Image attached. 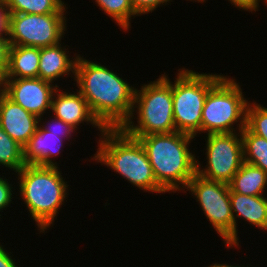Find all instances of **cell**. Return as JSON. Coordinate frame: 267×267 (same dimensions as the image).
I'll return each instance as SVG.
<instances>
[{
  "label": "cell",
  "mask_w": 267,
  "mask_h": 267,
  "mask_svg": "<svg viewBox=\"0 0 267 267\" xmlns=\"http://www.w3.org/2000/svg\"><path fill=\"white\" fill-rule=\"evenodd\" d=\"M96 6L115 21L124 32L131 28V19L140 16L133 8L131 0H93ZM133 17V18H132Z\"/></svg>",
  "instance_id": "44dd1931"
},
{
  "label": "cell",
  "mask_w": 267,
  "mask_h": 267,
  "mask_svg": "<svg viewBox=\"0 0 267 267\" xmlns=\"http://www.w3.org/2000/svg\"><path fill=\"white\" fill-rule=\"evenodd\" d=\"M52 117V118H51ZM51 117L46 120L43 116L39 117V125L46 131L55 133V134H74L77 133L76 129L72 127L70 124L65 123L61 119H58L56 117H53L51 114Z\"/></svg>",
  "instance_id": "cb8c5ba5"
},
{
  "label": "cell",
  "mask_w": 267,
  "mask_h": 267,
  "mask_svg": "<svg viewBox=\"0 0 267 267\" xmlns=\"http://www.w3.org/2000/svg\"><path fill=\"white\" fill-rule=\"evenodd\" d=\"M58 166L25 165L15 177L22 203L36 223L38 234L47 233L55 223L69 195L68 181ZM24 201V202H23ZM40 230V231H39Z\"/></svg>",
  "instance_id": "277c9868"
},
{
  "label": "cell",
  "mask_w": 267,
  "mask_h": 267,
  "mask_svg": "<svg viewBox=\"0 0 267 267\" xmlns=\"http://www.w3.org/2000/svg\"><path fill=\"white\" fill-rule=\"evenodd\" d=\"M206 267H249V266H244L243 264L242 265H236V263H235V265H233V264H230V265H228V263H213V264H210V265H208V266H206Z\"/></svg>",
  "instance_id": "4dcf8cb0"
},
{
  "label": "cell",
  "mask_w": 267,
  "mask_h": 267,
  "mask_svg": "<svg viewBox=\"0 0 267 267\" xmlns=\"http://www.w3.org/2000/svg\"><path fill=\"white\" fill-rule=\"evenodd\" d=\"M25 165L23 147L0 127V167L14 171L12 174H15Z\"/></svg>",
  "instance_id": "7402d4cb"
},
{
  "label": "cell",
  "mask_w": 267,
  "mask_h": 267,
  "mask_svg": "<svg viewBox=\"0 0 267 267\" xmlns=\"http://www.w3.org/2000/svg\"><path fill=\"white\" fill-rule=\"evenodd\" d=\"M173 0H131L134 10L140 15H148L158 7L166 6Z\"/></svg>",
  "instance_id": "484cf974"
},
{
  "label": "cell",
  "mask_w": 267,
  "mask_h": 267,
  "mask_svg": "<svg viewBox=\"0 0 267 267\" xmlns=\"http://www.w3.org/2000/svg\"><path fill=\"white\" fill-rule=\"evenodd\" d=\"M80 55L73 79L93 115L105 128H121L129 119L134 103L135 86L120 74Z\"/></svg>",
  "instance_id": "6da1fadb"
},
{
  "label": "cell",
  "mask_w": 267,
  "mask_h": 267,
  "mask_svg": "<svg viewBox=\"0 0 267 267\" xmlns=\"http://www.w3.org/2000/svg\"><path fill=\"white\" fill-rule=\"evenodd\" d=\"M99 137L97 151L91 158L93 162L104 164L143 192L166 193L156 182L146 152L137 138L121 128H106Z\"/></svg>",
  "instance_id": "3957f363"
},
{
  "label": "cell",
  "mask_w": 267,
  "mask_h": 267,
  "mask_svg": "<svg viewBox=\"0 0 267 267\" xmlns=\"http://www.w3.org/2000/svg\"><path fill=\"white\" fill-rule=\"evenodd\" d=\"M5 246L0 243V267H20L15 262V257L12 258L14 256L12 252H8L9 249L7 250Z\"/></svg>",
  "instance_id": "f546056e"
},
{
  "label": "cell",
  "mask_w": 267,
  "mask_h": 267,
  "mask_svg": "<svg viewBox=\"0 0 267 267\" xmlns=\"http://www.w3.org/2000/svg\"><path fill=\"white\" fill-rule=\"evenodd\" d=\"M60 85L37 78H6L3 92L26 111L44 117L51 111L54 92ZM49 111V112H47Z\"/></svg>",
  "instance_id": "8fae6325"
},
{
  "label": "cell",
  "mask_w": 267,
  "mask_h": 267,
  "mask_svg": "<svg viewBox=\"0 0 267 267\" xmlns=\"http://www.w3.org/2000/svg\"><path fill=\"white\" fill-rule=\"evenodd\" d=\"M187 189V190H186ZM183 193L193 195L206 219L224 241L227 249L235 248V225L230 203V188L226 183L195 174ZM233 247V248H232Z\"/></svg>",
  "instance_id": "ba28073f"
},
{
  "label": "cell",
  "mask_w": 267,
  "mask_h": 267,
  "mask_svg": "<svg viewBox=\"0 0 267 267\" xmlns=\"http://www.w3.org/2000/svg\"><path fill=\"white\" fill-rule=\"evenodd\" d=\"M132 137L143 146L156 182L170 194L185 191L196 174L198 157L189 147L195 137L178 131Z\"/></svg>",
  "instance_id": "7a4b0ae2"
},
{
  "label": "cell",
  "mask_w": 267,
  "mask_h": 267,
  "mask_svg": "<svg viewBox=\"0 0 267 267\" xmlns=\"http://www.w3.org/2000/svg\"><path fill=\"white\" fill-rule=\"evenodd\" d=\"M263 0H228L229 3L232 4V6L236 7L237 10H243L249 13H256V11H259L260 2Z\"/></svg>",
  "instance_id": "83f0119b"
},
{
  "label": "cell",
  "mask_w": 267,
  "mask_h": 267,
  "mask_svg": "<svg viewBox=\"0 0 267 267\" xmlns=\"http://www.w3.org/2000/svg\"><path fill=\"white\" fill-rule=\"evenodd\" d=\"M246 127L254 134L267 140V107L249 100L246 109Z\"/></svg>",
  "instance_id": "603a6c76"
},
{
  "label": "cell",
  "mask_w": 267,
  "mask_h": 267,
  "mask_svg": "<svg viewBox=\"0 0 267 267\" xmlns=\"http://www.w3.org/2000/svg\"><path fill=\"white\" fill-rule=\"evenodd\" d=\"M205 145L207 164L204 167L197 159L196 173L203 178L229 184L244 163L241 133L208 134Z\"/></svg>",
  "instance_id": "30bf717a"
},
{
  "label": "cell",
  "mask_w": 267,
  "mask_h": 267,
  "mask_svg": "<svg viewBox=\"0 0 267 267\" xmlns=\"http://www.w3.org/2000/svg\"><path fill=\"white\" fill-rule=\"evenodd\" d=\"M228 185L230 192L264 196L267 188V173L259 167L244 162Z\"/></svg>",
  "instance_id": "ac0fdd59"
},
{
  "label": "cell",
  "mask_w": 267,
  "mask_h": 267,
  "mask_svg": "<svg viewBox=\"0 0 267 267\" xmlns=\"http://www.w3.org/2000/svg\"><path fill=\"white\" fill-rule=\"evenodd\" d=\"M244 162L261 168L267 173V140L252 133L247 127L241 132Z\"/></svg>",
  "instance_id": "ffe728a7"
},
{
  "label": "cell",
  "mask_w": 267,
  "mask_h": 267,
  "mask_svg": "<svg viewBox=\"0 0 267 267\" xmlns=\"http://www.w3.org/2000/svg\"><path fill=\"white\" fill-rule=\"evenodd\" d=\"M66 14L68 13L45 15L10 13L8 29L10 45L42 48L62 42L68 29Z\"/></svg>",
  "instance_id": "9c48e42d"
},
{
  "label": "cell",
  "mask_w": 267,
  "mask_h": 267,
  "mask_svg": "<svg viewBox=\"0 0 267 267\" xmlns=\"http://www.w3.org/2000/svg\"><path fill=\"white\" fill-rule=\"evenodd\" d=\"M140 86L135 88L131 115L121 129L130 136L176 132L172 81L168 75L164 72L156 80Z\"/></svg>",
  "instance_id": "5b68a950"
},
{
  "label": "cell",
  "mask_w": 267,
  "mask_h": 267,
  "mask_svg": "<svg viewBox=\"0 0 267 267\" xmlns=\"http://www.w3.org/2000/svg\"><path fill=\"white\" fill-rule=\"evenodd\" d=\"M9 13L50 14L68 13L64 0H4Z\"/></svg>",
  "instance_id": "d6986e66"
},
{
  "label": "cell",
  "mask_w": 267,
  "mask_h": 267,
  "mask_svg": "<svg viewBox=\"0 0 267 267\" xmlns=\"http://www.w3.org/2000/svg\"><path fill=\"white\" fill-rule=\"evenodd\" d=\"M249 196L230 192V203L235 225V247L240 248L238 220L244 219L249 225L267 231V196ZM238 218V220H237ZM240 218V219H239ZM239 246V247H238Z\"/></svg>",
  "instance_id": "2e32d148"
},
{
  "label": "cell",
  "mask_w": 267,
  "mask_h": 267,
  "mask_svg": "<svg viewBox=\"0 0 267 267\" xmlns=\"http://www.w3.org/2000/svg\"><path fill=\"white\" fill-rule=\"evenodd\" d=\"M2 92H3V88H2V86H0V95Z\"/></svg>",
  "instance_id": "836d02e7"
},
{
  "label": "cell",
  "mask_w": 267,
  "mask_h": 267,
  "mask_svg": "<svg viewBox=\"0 0 267 267\" xmlns=\"http://www.w3.org/2000/svg\"><path fill=\"white\" fill-rule=\"evenodd\" d=\"M73 134H55L44 130L40 125L30 140L23 146L26 165L59 166L55 159L61 154L64 142L72 141ZM61 150V151H60ZM54 157V158H53Z\"/></svg>",
  "instance_id": "5bb4252c"
},
{
  "label": "cell",
  "mask_w": 267,
  "mask_h": 267,
  "mask_svg": "<svg viewBox=\"0 0 267 267\" xmlns=\"http://www.w3.org/2000/svg\"><path fill=\"white\" fill-rule=\"evenodd\" d=\"M172 82L173 119L176 131L197 137L201 134L202 110L210 88L224 75L182 67Z\"/></svg>",
  "instance_id": "52a82bcc"
},
{
  "label": "cell",
  "mask_w": 267,
  "mask_h": 267,
  "mask_svg": "<svg viewBox=\"0 0 267 267\" xmlns=\"http://www.w3.org/2000/svg\"><path fill=\"white\" fill-rule=\"evenodd\" d=\"M40 48L10 45L6 78H37Z\"/></svg>",
  "instance_id": "e0dca14e"
},
{
  "label": "cell",
  "mask_w": 267,
  "mask_h": 267,
  "mask_svg": "<svg viewBox=\"0 0 267 267\" xmlns=\"http://www.w3.org/2000/svg\"><path fill=\"white\" fill-rule=\"evenodd\" d=\"M264 4V6H266L267 7V0H264L263 2H261V4Z\"/></svg>",
  "instance_id": "d6a6232c"
},
{
  "label": "cell",
  "mask_w": 267,
  "mask_h": 267,
  "mask_svg": "<svg viewBox=\"0 0 267 267\" xmlns=\"http://www.w3.org/2000/svg\"><path fill=\"white\" fill-rule=\"evenodd\" d=\"M225 74L210 88L202 110L201 134L241 132L246 127L245 98L242 86ZM234 124H236L234 128Z\"/></svg>",
  "instance_id": "8992f818"
},
{
  "label": "cell",
  "mask_w": 267,
  "mask_h": 267,
  "mask_svg": "<svg viewBox=\"0 0 267 267\" xmlns=\"http://www.w3.org/2000/svg\"><path fill=\"white\" fill-rule=\"evenodd\" d=\"M58 43L40 48L38 77L42 80L56 83L67 75L75 78V67L79 54L73 57L69 54V46ZM67 47V48H66ZM71 74V75H70Z\"/></svg>",
  "instance_id": "9a60e30c"
},
{
  "label": "cell",
  "mask_w": 267,
  "mask_h": 267,
  "mask_svg": "<svg viewBox=\"0 0 267 267\" xmlns=\"http://www.w3.org/2000/svg\"><path fill=\"white\" fill-rule=\"evenodd\" d=\"M9 9L4 0H0V35H8Z\"/></svg>",
  "instance_id": "f1b7e54d"
},
{
  "label": "cell",
  "mask_w": 267,
  "mask_h": 267,
  "mask_svg": "<svg viewBox=\"0 0 267 267\" xmlns=\"http://www.w3.org/2000/svg\"><path fill=\"white\" fill-rule=\"evenodd\" d=\"M61 88L58 87L53 94L51 114L65 123L70 124L76 130L85 122L87 126L88 124L92 125L91 128H96L100 132L99 134H102L106 128L93 115L88 102L77 89L75 92H70V90H60Z\"/></svg>",
  "instance_id": "7c38bea8"
},
{
  "label": "cell",
  "mask_w": 267,
  "mask_h": 267,
  "mask_svg": "<svg viewBox=\"0 0 267 267\" xmlns=\"http://www.w3.org/2000/svg\"><path fill=\"white\" fill-rule=\"evenodd\" d=\"M187 1H188V0H187ZM189 1H191V2H192V1H193V2H197V3H199V2H200V3H203V2H204V4H205V2L208 1V0H189Z\"/></svg>",
  "instance_id": "1f68e13d"
},
{
  "label": "cell",
  "mask_w": 267,
  "mask_h": 267,
  "mask_svg": "<svg viewBox=\"0 0 267 267\" xmlns=\"http://www.w3.org/2000/svg\"><path fill=\"white\" fill-rule=\"evenodd\" d=\"M39 126V117L26 111L4 92L0 95V127L22 147Z\"/></svg>",
  "instance_id": "4fadbf2b"
},
{
  "label": "cell",
  "mask_w": 267,
  "mask_h": 267,
  "mask_svg": "<svg viewBox=\"0 0 267 267\" xmlns=\"http://www.w3.org/2000/svg\"><path fill=\"white\" fill-rule=\"evenodd\" d=\"M14 184L10 183V180H8L6 177L2 176L0 174V212H3L4 210H7V208L10 206L11 203L13 204L12 199L14 198L13 194L16 192L14 188L12 187ZM14 191V192H13ZM2 214H0V219Z\"/></svg>",
  "instance_id": "d4e9b609"
},
{
  "label": "cell",
  "mask_w": 267,
  "mask_h": 267,
  "mask_svg": "<svg viewBox=\"0 0 267 267\" xmlns=\"http://www.w3.org/2000/svg\"><path fill=\"white\" fill-rule=\"evenodd\" d=\"M9 47L8 35H0V86L3 85L8 72Z\"/></svg>",
  "instance_id": "4316f807"
}]
</instances>
